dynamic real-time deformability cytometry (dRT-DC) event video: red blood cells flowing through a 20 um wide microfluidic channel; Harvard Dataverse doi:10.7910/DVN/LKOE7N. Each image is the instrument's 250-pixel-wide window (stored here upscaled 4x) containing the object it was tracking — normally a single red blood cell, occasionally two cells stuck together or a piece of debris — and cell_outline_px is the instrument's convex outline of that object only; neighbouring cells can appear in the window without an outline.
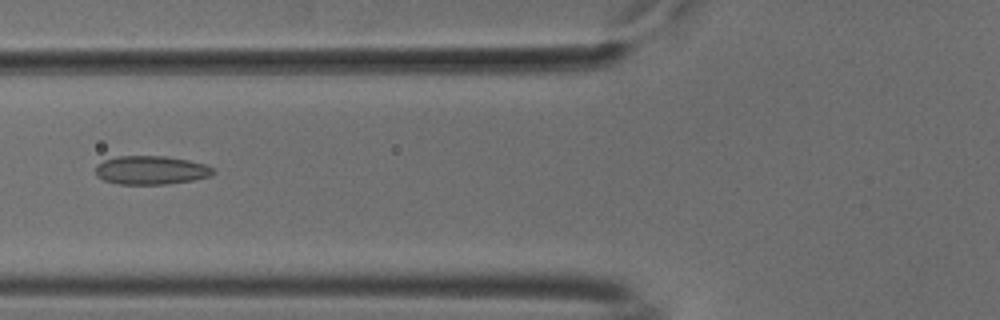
{"species": "common noctule bat (a hibernating species)", "species_latin": "Nyctalus noctula", "temperature_condition": "cold", "stored_images_in_passage": 48, "camera_frame_rate_fps": 3000, "um_per_image_px": 0.085, "animal": {"sex": "male", "body_mass_g": 18.8}, "frame": {"image": 1, "passage_image": 16, "time_ms": 5.0, "image_size_px": [1000, 320], "cell_outline_px": [[216, 172], [212, 176], [192, 180], [168, 184], [120, 184], [104, 180], [96, 176], [96, 164], [104, 160], [116, 156], [164, 156], [188, 160], [204, 164], [216, 168]], "centroid_in_image_um": [12.86, 14.46], "position_along_channel_um": 112.9, "area_um2": 19.77}}
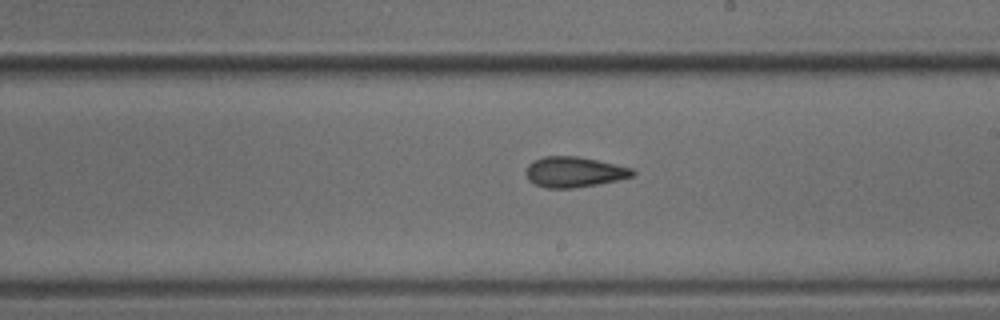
{"frame": {"image": 2, "passage_image": 26, "time_ms": 8.333, "image_size_px": [1000, 320], "cell_outline_px": [[636, 172], [632, 176], [616, 180], [596, 184], [572, 188], [544, 188], [528, 180], [524, 172], [528, 164], [532, 160], [544, 156], [576, 156], [596, 160], [632, 168]], "centroid_in_image_um": [48.73, 14.61], "position_along_channel_um": 240.3, "area_um2": 18.84}}
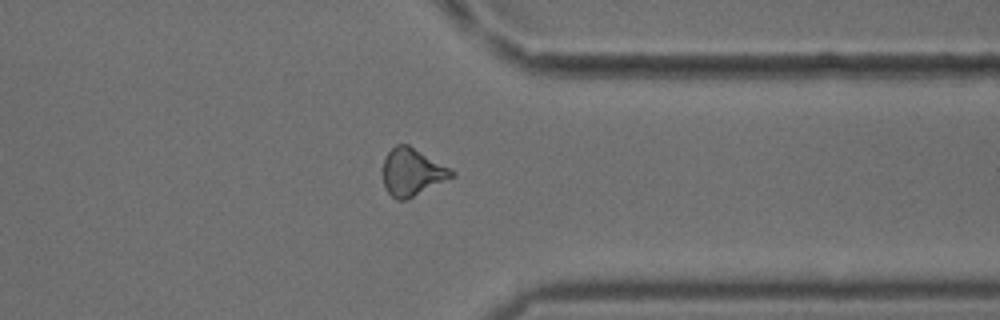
{"frame": {"image": 3, "passage_image": 37, "time_ms": 12.0, "image_size_px": [1000, 320], "cell_outline_px": [[456, 176], [404, 200], [396, 200], [384, 188], [380, 172], [384, 160], [388, 152], [396, 144], [408, 144], [456, 172]], "centroid_in_image_um": [34.98, 14.63], "position_along_channel_um": 376.4, "area_um2": 19.07}, "authors_computed_cell_mechanics": {"area_um2": 18.9006, "velocity_mm_per_s": 3.8036, "shape_relaxation_time_tau1_ms": 8.6724, "shape_relaxation_time_tau2_ms": 2.6315, "deformation_change_tau1": 0.1328, "deformation_change_tau2": 0.0933}}